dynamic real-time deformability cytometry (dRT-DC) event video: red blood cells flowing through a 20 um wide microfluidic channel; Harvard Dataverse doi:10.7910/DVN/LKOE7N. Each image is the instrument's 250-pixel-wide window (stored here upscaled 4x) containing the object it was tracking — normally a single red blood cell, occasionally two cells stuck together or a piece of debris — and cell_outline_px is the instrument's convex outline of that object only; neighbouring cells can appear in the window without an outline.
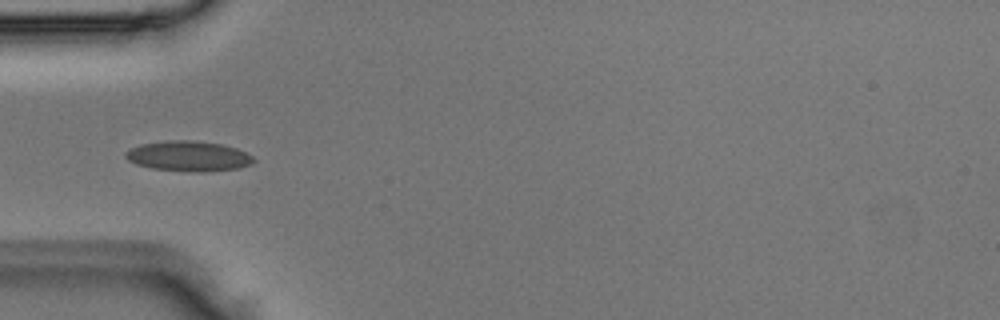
{"species": "Egyptian fruit bat (a non-hibernating species)", "species_latin": "Rousettus aegyptiacus", "temperature_condition": "room temperature", "stored_images_in_passage": 2, "camera_frame_rate_fps": 3000, "um_per_image_px": 0.085, "animal": {"sex": "male"}, "frame": {"image": 1, "passage_image": 2, "time_ms": 0.333, "image_size_px": [1000, 320], "cell_outline_px": [[256, 160], [252, 164], [236, 168], [204, 172], [196, 172], [152, 168], [136, 164], [128, 160], [124, 156], [124, 152], [140, 144], [168, 140], [192, 140], [224, 144], [236, 148], [252, 156]], "centroid_in_image_um": [16.01, 13.26], "position_along_channel_um": 69.0, "area_um2": 22.54}}